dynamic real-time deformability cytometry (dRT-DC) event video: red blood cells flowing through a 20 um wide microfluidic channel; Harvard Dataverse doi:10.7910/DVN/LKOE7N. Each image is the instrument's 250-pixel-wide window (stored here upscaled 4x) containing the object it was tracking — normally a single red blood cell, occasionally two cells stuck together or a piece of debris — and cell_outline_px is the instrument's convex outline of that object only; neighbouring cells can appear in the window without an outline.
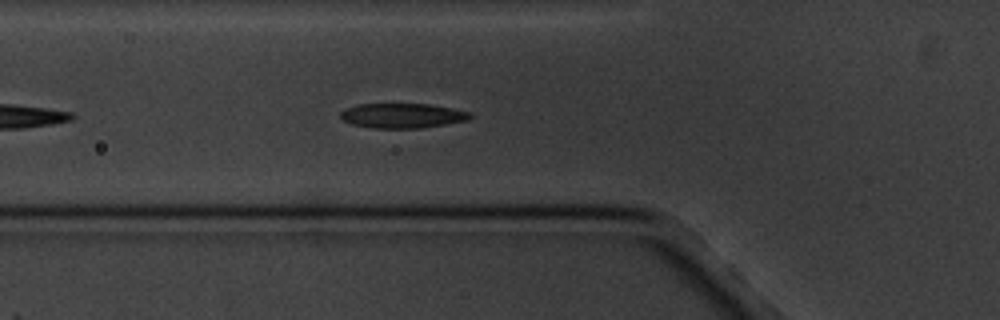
{"species": "common noctule bat (a hibernating species)", "species_latin": "Nyctalus noctula", "temperature_condition": "cold", "stored_images_in_passage": 4, "camera_frame_rate_fps": 3000, "um_per_image_px": 0.085, "animal": {"sex": "male", "body_mass_g": 20.1, "forearm_length_mm": 53.5}, "frame": {"image": 1, "passage_image": 4, "time_ms": 4.333, "image_size_px": [1000, 320], "cell_outline_px": [[472, 116], [468, 120], [420, 128], [372, 128], [352, 124], [344, 120], [340, 116], [340, 112], [344, 108], [356, 104], [428, 104], [452, 108], [472, 112]], "centroid_in_image_um": [34.19, 9.82], "position_along_channel_um": 91.6, "area_um2": 18.73}}